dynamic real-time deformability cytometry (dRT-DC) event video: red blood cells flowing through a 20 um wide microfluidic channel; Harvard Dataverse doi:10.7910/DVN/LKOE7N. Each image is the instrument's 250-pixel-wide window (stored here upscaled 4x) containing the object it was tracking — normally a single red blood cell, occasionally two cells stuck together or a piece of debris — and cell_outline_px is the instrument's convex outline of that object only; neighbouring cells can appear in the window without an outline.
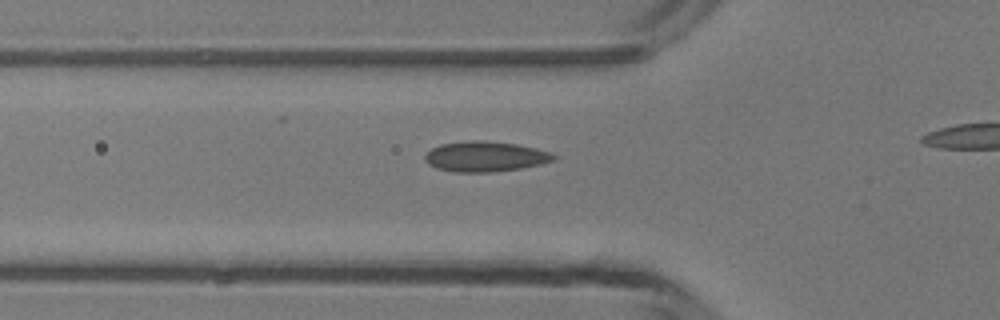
{"species": "common noctule bat (a hibernating species)", "species_latin": "Nyctalus noctula", "temperature_condition": "room temperature", "stored_images_in_passage": 4, "segment_of_instrument_passage": [1, 2], "camera_frame_rate_fps": 3000, "um_per_image_px": 0.085, "animal": {"sex": "male", "body_mass_g": 13.3}, "frame": {"image": 1, "passage_image": 3, "time_ms": 2.333, "image_size_px": [1000, 320], "cell_outline_px": [[560, 156], [556, 160], [540, 164], [520, 168], [492, 172], [456, 172], [436, 168], [428, 164], [424, 160], [424, 156], [432, 148], [440, 144], [468, 140], [480, 140], [516, 144], [536, 148], [552, 152]], "centroid_in_image_um": [41.27, 13.3], "position_along_channel_um": 84.5, "area_um2": 22.89}}